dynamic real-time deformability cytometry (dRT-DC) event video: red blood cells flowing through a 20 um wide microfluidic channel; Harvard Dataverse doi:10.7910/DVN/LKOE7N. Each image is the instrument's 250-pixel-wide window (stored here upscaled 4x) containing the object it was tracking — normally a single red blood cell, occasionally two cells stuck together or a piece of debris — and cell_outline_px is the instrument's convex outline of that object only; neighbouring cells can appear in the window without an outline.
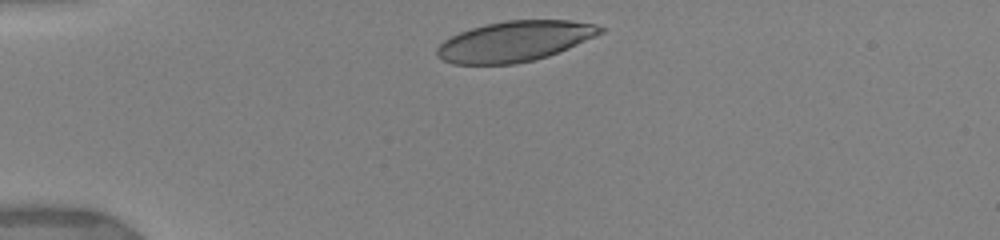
{"species": "human", "species_latin": "Homo sapiens", "temperature_condition": "warm", "stored_images_in_passage": 8, "camera_frame_rate_fps": 3000, "um_per_image_px": 0.085, "donor": {"sex": "female"}, "frame": {"image": 1, "passage_image": 1, "time_ms": 0.0, "image_size_px": [1000, 240], "cell_outline_px": [[604, 32], [596, 36], [568, 48], [548, 56], [532, 60], [512, 64], [452, 64], [436, 56], [436, 48], [444, 40], [460, 32], [472, 28], [488, 24], [508, 20], [568, 20], [592, 24], [604, 28]], "centroid_in_image_um": [43.73, 3.51], "position_along_channel_um": 41.3, "area_um2": 38.09}}